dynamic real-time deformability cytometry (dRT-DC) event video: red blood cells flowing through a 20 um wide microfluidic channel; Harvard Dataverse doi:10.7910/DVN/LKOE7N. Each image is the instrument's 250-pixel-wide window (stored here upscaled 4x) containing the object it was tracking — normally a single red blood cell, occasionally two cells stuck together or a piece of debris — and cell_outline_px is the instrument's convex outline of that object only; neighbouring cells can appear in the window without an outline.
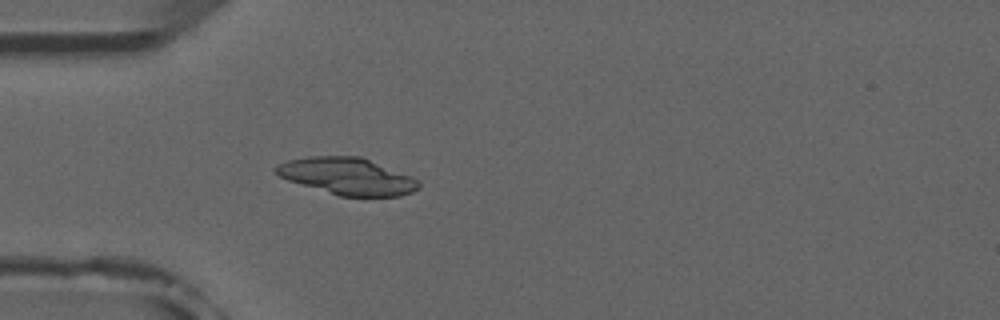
{"species": "common noctule bat (a hibernating species)", "species_latin": "Nyctalus noctula", "temperature_condition": "room temperature", "stored_images_in_passage": 4, "camera_frame_rate_fps": 3000, "um_per_image_px": 0.085, "animal": {"sex": "male", "forearm_length_mm": 52.5}, "frame": {"image": 1, "passage_image": 4, "time_ms": 3.667, "image_size_px": [1000, 320], "cell_outline_px": [[420, 188], [412, 192], [400, 196], [340, 196], [288, 180], [280, 176], [276, 172], [276, 168], [280, 164], [288, 160], [308, 156], [360, 156], [412, 176], [420, 184]], "centroid_in_image_um": [29.56, 14.98], "position_along_channel_um": 55.4, "area_um2": 30.35}}